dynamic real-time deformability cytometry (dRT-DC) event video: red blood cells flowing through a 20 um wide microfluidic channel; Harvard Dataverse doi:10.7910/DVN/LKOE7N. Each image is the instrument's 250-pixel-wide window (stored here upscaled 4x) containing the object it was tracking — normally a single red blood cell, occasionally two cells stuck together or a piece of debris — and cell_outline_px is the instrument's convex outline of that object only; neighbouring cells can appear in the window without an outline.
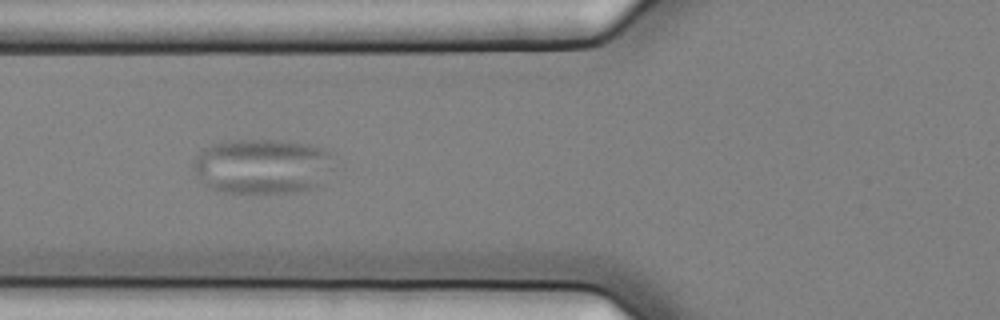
{"species": "common noctule bat (a hibernating species)", "species_latin": "Nyctalus noctula", "temperature_condition": "cold", "stored_images_in_passage": 3, "camera_frame_rate_fps": 3000, "um_per_image_px": 0.085, "animal": {"sex": "female", "body_mass_g": 25.1}, "frame": {"image": 1, "passage_image": 3, "time_ms": 0.667, "image_size_px": [1000, 320], "cell_outline_px": [[332, 156], [324, 184], [316, 188], [292, 192], [224, 192], [212, 188], [204, 184], [200, 180], [192, 168], [192, 164], [196, 156], [204, 148], [216, 144], [232, 140], [276, 140], [308, 144], [324, 148]], "centroid_in_image_um": [22.29, 14.13], "position_along_channel_um": 103.5, "area_um2": 44.91}}